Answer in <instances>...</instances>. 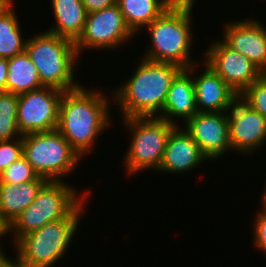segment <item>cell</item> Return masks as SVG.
<instances>
[{
	"instance_id": "cb8c5ba5",
	"label": "cell",
	"mask_w": 266,
	"mask_h": 267,
	"mask_svg": "<svg viewBox=\"0 0 266 267\" xmlns=\"http://www.w3.org/2000/svg\"><path fill=\"white\" fill-rule=\"evenodd\" d=\"M39 175L23 155L0 174V183L22 184L36 180Z\"/></svg>"
},
{
	"instance_id": "ac0fdd59",
	"label": "cell",
	"mask_w": 266,
	"mask_h": 267,
	"mask_svg": "<svg viewBox=\"0 0 266 267\" xmlns=\"http://www.w3.org/2000/svg\"><path fill=\"white\" fill-rule=\"evenodd\" d=\"M47 182L39 176L36 180L19 185L0 183V213L8 226L36 199Z\"/></svg>"
},
{
	"instance_id": "52a82bcc",
	"label": "cell",
	"mask_w": 266,
	"mask_h": 267,
	"mask_svg": "<svg viewBox=\"0 0 266 267\" xmlns=\"http://www.w3.org/2000/svg\"><path fill=\"white\" fill-rule=\"evenodd\" d=\"M131 141L124 166L127 175H136L139 171H158L171 130L176 126L158 117L124 118Z\"/></svg>"
},
{
	"instance_id": "83f0119b",
	"label": "cell",
	"mask_w": 266,
	"mask_h": 267,
	"mask_svg": "<svg viewBox=\"0 0 266 267\" xmlns=\"http://www.w3.org/2000/svg\"><path fill=\"white\" fill-rule=\"evenodd\" d=\"M87 13L109 8L116 4V0H81Z\"/></svg>"
},
{
	"instance_id": "7c38bea8",
	"label": "cell",
	"mask_w": 266,
	"mask_h": 267,
	"mask_svg": "<svg viewBox=\"0 0 266 267\" xmlns=\"http://www.w3.org/2000/svg\"><path fill=\"white\" fill-rule=\"evenodd\" d=\"M231 111V112H230ZM232 152L253 154L266 141V118L238 97L227 111Z\"/></svg>"
},
{
	"instance_id": "f1b7e54d",
	"label": "cell",
	"mask_w": 266,
	"mask_h": 267,
	"mask_svg": "<svg viewBox=\"0 0 266 267\" xmlns=\"http://www.w3.org/2000/svg\"><path fill=\"white\" fill-rule=\"evenodd\" d=\"M7 74H8V59L0 58V92L6 91Z\"/></svg>"
},
{
	"instance_id": "e0dca14e",
	"label": "cell",
	"mask_w": 266,
	"mask_h": 267,
	"mask_svg": "<svg viewBox=\"0 0 266 267\" xmlns=\"http://www.w3.org/2000/svg\"><path fill=\"white\" fill-rule=\"evenodd\" d=\"M203 66L192 77L198 112H227L239 95L208 64Z\"/></svg>"
},
{
	"instance_id": "9c48e42d",
	"label": "cell",
	"mask_w": 266,
	"mask_h": 267,
	"mask_svg": "<svg viewBox=\"0 0 266 267\" xmlns=\"http://www.w3.org/2000/svg\"><path fill=\"white\" fill-rule=\"evenodd\" d=\"M134 36L119 6L115 4L100 11L87 13L83 32L74 44L80 57L86 49H118Z\"/></svg>"
},
{
	"instance_id": "3957f363",
	"label": "cell",
	"mask_w": 266,
	"mask_h": 267,
	"mask_svg": "<svg viewBox=\"0 0 266 267\" xmlns=\"http://www.w3.org/2000/svg\"><path fill=\"white\" fill-rule=\"evenodd\" d=\"M195 0H176L145 29L150 35V46L143 57L153 62L173 63L182 69L191 67L192 10ZM149 30V31H148Z\"/></svg>"
},
{
	"instance_id": "4316f807",
	"label": "cell",
	"mask_w": 266,
	"mask_h": 267,
	"mask_svg": "<svg viewBox=\"0 0 266 267\" xmlns=\"http://www.w3.org/2000/svg\"><path fill=\"white\" fill-rule=\"evenodd\" d=\"M261 209V212H258L253 223V244L255 243L256 248L266 254V209L264 207H261Z\"/></svg>"
},
{
	"instance_id": "8992f818",
	"label": "cell",
	"mask_w": 266,
	"mask_h": 267,
	"mask_svg": "<svg viewBox=\"0 0 266 267\" xmlns=\"http://www.w3.org/2000/svg\"><path fill=\"white\" fill-rule=\"evenodd\" d=\"M65 180L48 181L36 199L9 225L12 242L48 223L67 218L89 195V189L80 194Z\"/></svg>"
},
{
	"instance_id": "ba28073f",
	"label": "cell",
	"mask_w": 266,
	"mask_h": 267,
	"mask_svg": "<svg viewBox=\"0 0 266 267\" xmlns=\"http://www.w3.org/2000/svg\"><path fill=\"white\" fill-rule=\"evenodd\" d=\"M22 140L23 155L35 172L48 181H62V176L82 160L57 129L25 134Z\"/></svg>"
},
{
	"instance_id": "7a4b0ae2",
	"label": "cell",
	"mask_w": 266,
	"mask_h": 267,
	"mask_svg": "<svg viewBox=\"0 0 266 267\" xmlns=\"http://www.w3.org/2000/svg\"><path fill=\"white\" fill-rule=\"evenodd\" d=\"M139 61L135 72L111 95V100L117 101L122 119L158 117L172 80L182 70L173 63L153 62L144 58Z\"/></svg>"
},
{
	"instance_id": "44dd1931",
	"label": "cell",
	"mask_w": 266,
	"mask_h": 267,
	"mask_svg": "<svg viewBox=\"0 0 266 267\" xmlns=\"http://www.w3.org/2000/svg\"><path fill=\"white\" fill-rule=\"evenodd\" d=\"M43 87L37 68L26 51L8 59L6 92L21 95Z\"/></svg>"
},
{
	"instance_id": "9a60e30c",
	"label": "cell",
	"mask_w": 266,
	"mask_h": 267,
	"mask_svg": "<svg viewBox=\"0 0 266 267\" xmlns=\"http://www.w3.org/2000/svg\"><path fill=\"white\" fill-rule=\"evenodd\" d=\"M180 128L176 125L171 130L158 172L184 175L208 160L191 135Z\"/></svg>"
},
{
	"instance_id": "484cf974",
	"label": "cell",
	"mask_w": 266,
	"mask_h": 267,
	"mask_svg": "<svg viewBox=\"0 0 266 267\" xmlns=\"http://www.w3.org/2000/svg\"><path fill=\"white\" fill-rule=\"evenodd\" d=\"M22 156V136L12 140L0 141V174Z\"/></svg>"
},
{
	"instance_id": "30bf717a",
	"label": "cell",
	"mask_w": 266,
	"mask_h": 267,
	"mask_svg": "<svg viewBox=\"0 0 266 267\" xmlns=\"http://www.w3.org/2000/svg\"><path fill=\"white\" fill-rule=\"evenodd\" d=\"M62 90L43 87L18 95L17 124L22 135L57 129Z\"/></svg>"
},
{
	"instance_id": "4fadbf2b",
	"label": "cell",
	"mask_w": 266,
	"mask_h": 267,
	"mask_svg": "<svg viewBox=\"0 0 266 267\" xmlns=\"http://www.w3.org/2000/svg\"><path fill=\"white\" fill-rule=\"evenodd\" d=\"M184 124L209 161L232 151L227 112H198Z\"/></svg>"
},
{
	"instance_id": "4dcf8cb0",
	"label": "cell",
	"mask_w": 266,
	"mask_h": 267,
	"mask_svg": "<svg viewBox=\"0 0 266 267\" xmlns=\"http://www.w3.org/2000/svg\"><path fill=\"white\" fill-rule=\"evenodd\" d=\"M9 233V226L8 224L2 219L1 217V213H0V239L2 237H4V235L6 236V234ZM2 242V241H0ZM0 253H4L2 247H1V243H0Z\"/></svg>"
},
{
	"instance_id": "1f68e13d",
	"label": "cell",
	"mask_w": 266,
	"mask_h": 267,
	"mask_svg": "<svg viewBox=\"0 0 266 267\" xmlns=\"http://www.w3.org/2000/svg\"><path fill=\"white\" fill-rule=\"evenodd\" d=\"M264 192L262 193V201H261V205L266 209V182H265V187H264Z\"/></svg>"
},
{
	"instance_id": "d4e9b609",
	"label": "cell",
	"mask_w": 266,
	"mask_h": 267,
	"mask_svg": "<svg viewBox=\"0 0 266 267\" xmlns=\"http://www.w3.org/2000/svg\"><path fill=\"white\" fill-rule=\"evenodd\" d=\"M239 97L266 118V74L252 83Z\"/></svg>"
},
{
	"instance_id": "8fae6325",
	"label": "cell",
	"mask_w": 266,
	"mask_h": 267,
	"mask_svg": "<svg viewBox=\"0 0 266 267\" xmlns=\"http://www.w3.org/2000/svg\"><path fill=\"white\" fill-rule=\"evenodd\" d=\"M203 53L208 64L238 95H241L264 73L249 59L228 47L222 40H214Z\"/></svg>"
},
{
	"instance_id": "5b68a950",
	"label": "cell",
	"mask_w": 266,
	"mask_h": 267,
	"mask_svg": "<svg viewBox=\"0 0 266 267\" xmlns=\"http://www.w3.org/2000/svg\"><path fill=\"white\" fill-rule=\"evenodd\" d=\"M25 51L44 87L70 91L82 85L74 80V66L81 58L73 41L44 31L27 39Z\"/></svg>"
},
{
	"instance_id": "5bb4252c",
	"label": "cell",
	"mask_w": 266,
	"mask_h": 267,
	"mask_svg": "<svg viewBox=\"0 0 266 267\" xmlns=\"http://www.w3.org/2000/svg\"><path fill=\"white\" fill-rule=\"evenodd\" d=\"M224 40L266 74V25L255 19L235 20L224 24Z\"/></svg>"
},
{
	"instance_id": "7402d4cb",
	"label": "cell",
	"mask_w": 266,
	"mask_h": 267,
	"mask_svg": "<svg viewBox=\"0 0 266 267\" xmlns=\"http://www.w3.org/2000/svg\"><path fill=\"white\" fill-rule=\"evenodd\" d=\"M27 39L22 37L21 27L11 1L0 12V58L10 59L25 52Z\"/></svg>"
},
{
	"instance_id": "d6986e66",
	"label": "cell",
	"mask_w": 266,
	"mask_h": 267,
	"mask_svg": "<svg viewBox=\"0 0 266 267\" xmlns=\"http://www.w3.org/2000/svg\"><path fill=\"white\" fill-rule=\"evenodd\" d=\"M56 24L47 30L74 43L81 36L87 11L81 0H51Z\"/></svg>"
},
{
	"instance_id": "d6a6232c",
	"label": "cell",
	"mask_w": 266,
	"mask_h": 267,
	"mask_svg": "<svg viewBox=\"0 0 266 267\" xmlns=\"http://www.w3.org/2000/svg\"><path fill=\"white\" fill-rule=\"evenodd\" d=\"M12 0H0V12L11 2Z\"/></svg>"
},
{
	"instance_id": "2e32d148",
	"label": "cell",
	"mask_w": 266,
	"mask_h": 267,
	"mask_svg": "<svg viewBox=\"0 0 266 267\" xmlns=\"http://www.w3.org/2000/svg\"><path fill=\"white\" fill-rule=\"evenodd\" d=\"M200 68L198 64H193L187 69H182L172 80L167 97L163 106V110L158 118L167 122L176 123L177 118L182 119L185 123L188 119L198 113L194 81L191 77L196 69ZM176 117V118H175ZM176 120H174V119Z\"/></svg>"
},
{
	"instance_id": "277c9868",
	"label": "cell",
	"mask_w": 266,
	"mask_h": 267,
	"mask_svg": "<svg viewBox=\"0 0 266 267\" xmlns=\"http://www.w3.org/2000/svg\"><path fill=\"white\" fill-rule=\"evenodd\" d=\"M84 202L86 199L67 218L20 237L15 245L12 244L16 250L15 260L25 267H52L63 259L80 225L86 207Z\"/></svg>"
},
{
	"instance_id": "ffe728a7",
	"label": "cell",
	"mask_w": 266,
	"mask_h": 267,
	"mask_svg": "<svg viewBox=\"0 0 266 267\" xmlns=\"http://www.w3.org/2000/svg\"><path fill=\"white\" fill-rule=\"evenodd\" d=\"M176 0H116L127 26L134 34L157 19ZM143 28V29H142Z\"/></svg>"
},
{
	"instance_id": "603a6c76",
	"label": "cell",
	"mask_w": 266,
	"mask_h": 267,
	"mask_svg": "<svg viewBox=\"0 0 266 267\" xmlns=\"http://www.w3.org/2000/svg\"><path fill=\"white\" fill-rule=\"evenodd\" d=\"M18 95L0 92V141L23 136L17 124Z\"/></svg>"
},
{
	"instance_id": "f546056e",
	"label": "cell",
	"mask_w": 266,
	"mask_h": 267,
	"mask_svg": "<svg viewBox=\"0 0 266 267\" xmlns=\"http://www.w3.org/2000/svg\"><path fill=\"white\" fill-rule=\"evenodd\" d=\"M0 267H25L19 264L15 258L9 259L4 253H0Z\"/></svg>"
},
{
	"instance_id": "6da1fadb",
	"label": "cell",
	"mask_w": 266,
	"mask_h": 267,
	"mask_svg": "<svg viewBox=\"0 0 266 267\" xmlns=\"http://www.w3.org/2000/svg\"><path fill=\"white\" fill-rule=\"evenodd\" d=\"M109 101L100 90H88L83 85L63 92L57 130L80 157L90 154L96 139L111 126Z\"/></svg>"
}]
</instances>
